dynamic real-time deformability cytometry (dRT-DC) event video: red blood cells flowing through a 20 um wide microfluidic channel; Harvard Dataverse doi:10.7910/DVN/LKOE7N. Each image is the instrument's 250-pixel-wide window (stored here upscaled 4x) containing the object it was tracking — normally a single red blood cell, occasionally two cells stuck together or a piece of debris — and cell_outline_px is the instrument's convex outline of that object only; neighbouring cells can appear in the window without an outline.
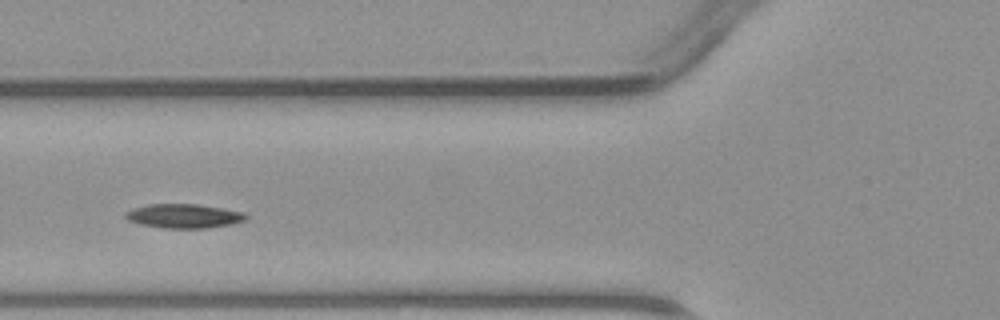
{"species": "common noctule bat (a hibernating species)", "species_latin": "Nyctalus noctula", "temperature_condition": "warm", "stored_images_in_passage": 3, "camera_frame_rate_fps": 3000, "um_per_image_px": 0.085, "animal": {"sex": "male", "body_mass_g": 23.1, "forearm_length_mm": 52.7}, "frame": {"image": 1, "passage_image": 3, "time_ms": 2.333, "image_size_px": [1000, 320], "cell_outline_px": [[248, 216], [244, 220], [232, 224], [208, 228], [164, 228], [140, 224], [128, 220], [124, 216], [124, 212], [132, 208], [148, 204], [196, 204], [244, 212]], "centroid_in_image_um": [15.59, 18.36], "position_along_channel_um": 110.2, "area_um2": 16.94}}